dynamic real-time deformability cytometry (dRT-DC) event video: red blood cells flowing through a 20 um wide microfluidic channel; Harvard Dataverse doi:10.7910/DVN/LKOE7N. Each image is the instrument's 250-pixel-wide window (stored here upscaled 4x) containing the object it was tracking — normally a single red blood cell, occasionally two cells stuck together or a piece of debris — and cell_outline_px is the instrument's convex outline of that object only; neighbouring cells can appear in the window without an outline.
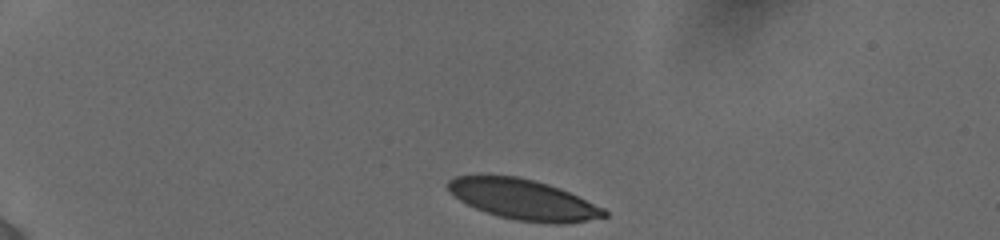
{"species": "human", "species_latin": "Homo sapiens", "temperature_condition": "cold", "stored_images_in_passage": 16, "camera_frame_rate_fps": 3000, "um_per_image_px": 0.085, "donor": {"sex": "female"}, "frame": {"image": 1, "passage_image": 1, "time_ms": 0.0, "image_size_px": [1000, 240], "cell_outline_px": [[608, 216], [564, 224], [556, 224], [516, 220], [500, 216], [476, 208], [460, 200], [448, 188], [448, 180], [456, 176], [476, 172], [488, 172], [516, 176], [548, 184], [560, 188], [604, 208], [608, 212]], "centroid_in_image_um": [44.43, 16.9], "position_along_channel_um": 40.6, "area_um2": 37.11}}
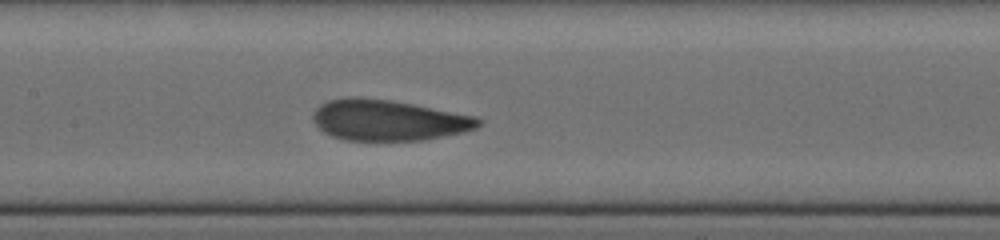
{"frame": {"image": 2, "passage_image": 10, "time_ms": 5.333, "image_size_px": [1000, 240], "cell_outline_px": [[480, 124], [476, 128], [464, 132], [424, 140], [344, 140], [332, 136], [324, 132], [312, 120], [312, 116], [316, 108], [320, 104], [328, 100], [352, 96], [388, 100], [412, 104], [476, 116], [480, 120]], "centroid_in_image_um": [32.98, 10.22], "position_along_channel_um": 174.4, "area_um2": 39.13}}
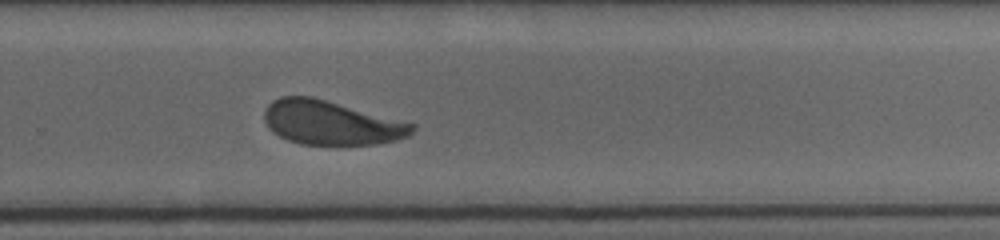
{"frame": {"image": 3, "passage_image": 16, "time_ms": 8.667, "image_size_px": [1000, 240], "cell_outline_px": [[416, 128], [408, 136], [396, 140], [376, 144], [336, 148], [300, 144], [288, 140], [272, 132], [268, 128], [264, 120], [264, 112], [268, 104], [272, 100], [280, 96], [312, 96], [416, 124]], "centroid_in_image_um": [28.13, 10.48], "position_along_channel_um": 301.7, "area_um2": 39.07}}